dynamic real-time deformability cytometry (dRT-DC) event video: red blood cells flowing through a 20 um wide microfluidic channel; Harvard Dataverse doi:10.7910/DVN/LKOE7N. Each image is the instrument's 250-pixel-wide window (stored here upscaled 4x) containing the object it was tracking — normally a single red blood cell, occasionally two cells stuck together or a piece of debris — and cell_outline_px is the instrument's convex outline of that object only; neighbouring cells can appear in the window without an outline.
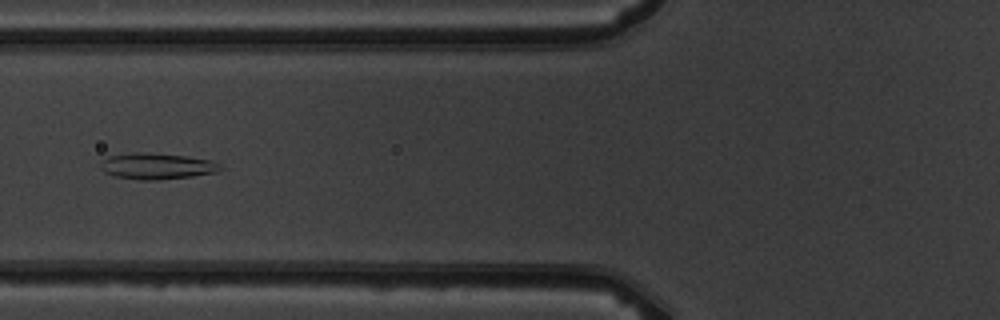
{"species": "common noctule bat (a hibernating species)", "species_latin": "Nyctalus noctula", "temperature_condition": "warm", "stored_images_in_passage": 6, "camera_frame_rate_fps": 3000, "um_per_image_px": 0.085, "animal": {"sex": "male", "body_mass_g": 19.5, "forearm_length_mm": 54.6}, "frame": {"image": 1, "passage_image": 5, "time_ms": 5.667, "image_size_px": [1000, 320], "cell_outline_px": [[224, 168], [216, 172], [192, 176], [156, 180], [140, 180], [116, 176], [104, 172], [100, 168], [100, 164], [108, 156], [132, 152], [144, 152], [188, 156], [212, 160], [220, 164]], "centroid_in_image_um": [13.35, 14.11], "position_along_channel_um": 112.5, "area_um2": 18.32}}